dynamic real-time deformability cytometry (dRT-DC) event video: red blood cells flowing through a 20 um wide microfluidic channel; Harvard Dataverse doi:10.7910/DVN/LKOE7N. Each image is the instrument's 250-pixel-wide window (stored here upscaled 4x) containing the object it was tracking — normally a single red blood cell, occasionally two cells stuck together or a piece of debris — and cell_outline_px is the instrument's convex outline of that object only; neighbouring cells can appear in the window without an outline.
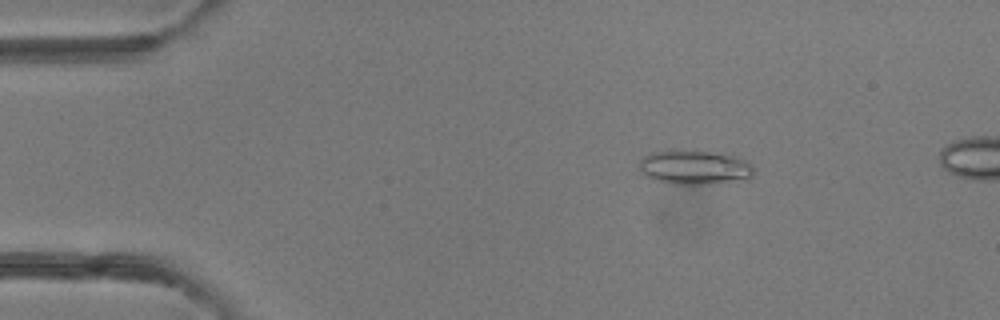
{"species": "common noctule bat (a hibernating species)", "species_latin": "Nyctalus noctula", "temperature_condition": "room temperature", "stored_images_in_passage": 6, "camera_frame_rate_fps": 3000, "um_per_image_px": 0.085, "animal": {"sex": "female"}, "frame": {"image": 1, "passage_image": 3, "time_ms": 2.0, "image_size_px": [1000, 320], "cell_outline_px": [[752, 176], [704, 184], [668, 184], [644, 176], [640, 168], [640, 160], [644, 156], [652, 152], [668, 148], [692, 148], [720, 152], [744, 160], [752, 164]], "centroid_in_image_um": [58.92, 14.15], "position_along_channel_um": 26.1, "area_um2": 23.24}}